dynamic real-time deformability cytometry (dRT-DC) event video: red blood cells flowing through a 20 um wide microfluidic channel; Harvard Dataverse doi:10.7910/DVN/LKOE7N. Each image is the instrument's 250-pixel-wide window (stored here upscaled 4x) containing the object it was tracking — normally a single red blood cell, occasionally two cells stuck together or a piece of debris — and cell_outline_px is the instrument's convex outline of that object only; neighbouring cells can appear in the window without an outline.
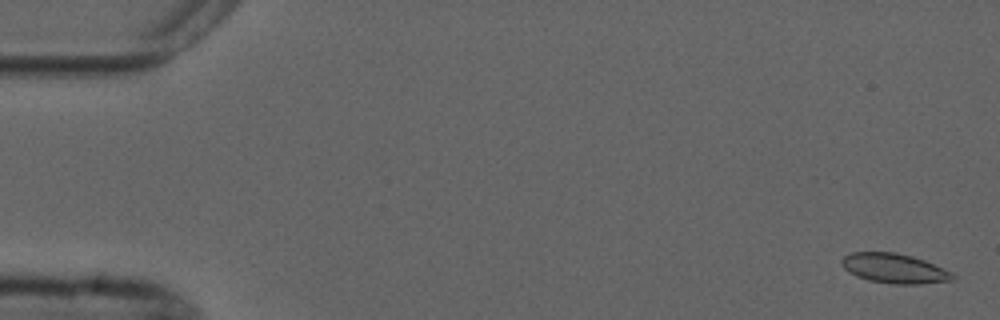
{"species": "common noctule bat (a hibernating species)", "species_latin": "Nyctalus noctula", "temperature_condition": "cold", "stored_images_in_passage": 6, "camera_frame_rate_fps": 3000, "um_per_image_px": 0.085, "animal": {"sex": "male", "forearm_length_mm": 52.5}, "frame": {"image": 1, "passage_image": 1, "time_ms": 0.0, "image_size_px": [1000, 320], "cell_outline_px": [[956, 280], [920, 284], [892, 284], [868, 280], [856, 276], [844, 268], [840, 264], [840, 260], [844, 256], [852, 252], [896, 252], [912, 256], [924, 260], [952, 272], [956, 276]], "centroid_in_image_um": [76.03, 22.82], "position_along_channel_um": 9.0, "area_um2": 19.36}}
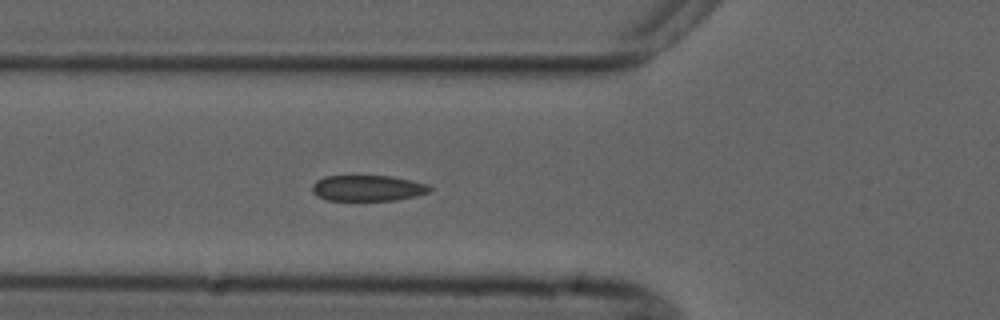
{"frame": {"image": 2, "passage_image": 6, "time_ms": 6.0, "image_size_px": [1000, 320], "cell_outline_px": [[432, 188], [428, 192], [416, 196], [396, 200], [328, 200], [316, 196], [312, 192], [312, 184], [316, 180], [324, 176], [392, 176], [412, 180], [428, 184]], "centroid_in_image_um": [31.24, 15.98], "position_along_channel_um": 94.6, "area_um2": 17.8}}